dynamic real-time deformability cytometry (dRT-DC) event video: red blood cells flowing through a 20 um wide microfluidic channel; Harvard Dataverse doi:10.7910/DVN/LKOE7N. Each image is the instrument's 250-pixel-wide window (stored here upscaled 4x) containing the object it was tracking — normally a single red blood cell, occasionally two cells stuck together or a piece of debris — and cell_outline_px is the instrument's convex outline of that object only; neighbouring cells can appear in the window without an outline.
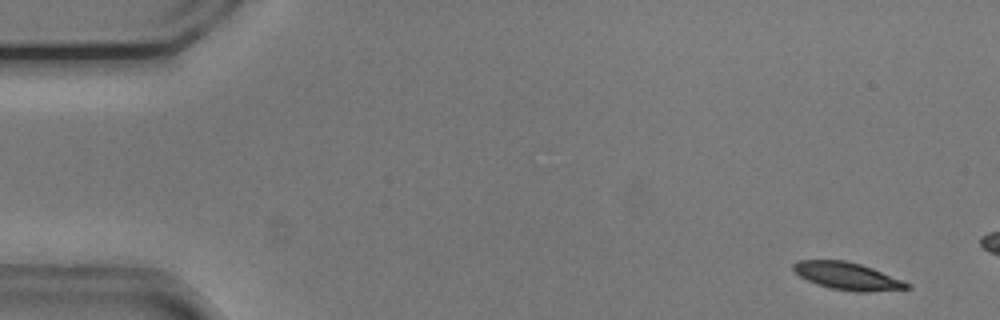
{"species": "common noctule bat (a hibernating species)", "species_latin": "Nyctalus noctula", "temperature_condition": "cold", "stored_images_in_passage": 11, "camera_frame_rate_fps": 3000, "um_per_image_px": 0.085, "animal": {"sex": "male", "body_mass_g": 20.5, "forearm_length_mm": 52.5}, "frame": {"image": 1, "passage_image": 2, "time_ms": 0.333, "image_size_px": [1000, 320], "cell_outline_px": [[912, 288], [868, 292], [852, 292], [832, 288], [816, 284], [800, 276], [792, 268], [792, 264], [796, 260], [844, 260], [860, 264], [872, 268], [912, 284]], "centroid_in_image_um": [72.03, 23.47], "position_along_channel_um": 13.0, "area_um2": 18.15}}